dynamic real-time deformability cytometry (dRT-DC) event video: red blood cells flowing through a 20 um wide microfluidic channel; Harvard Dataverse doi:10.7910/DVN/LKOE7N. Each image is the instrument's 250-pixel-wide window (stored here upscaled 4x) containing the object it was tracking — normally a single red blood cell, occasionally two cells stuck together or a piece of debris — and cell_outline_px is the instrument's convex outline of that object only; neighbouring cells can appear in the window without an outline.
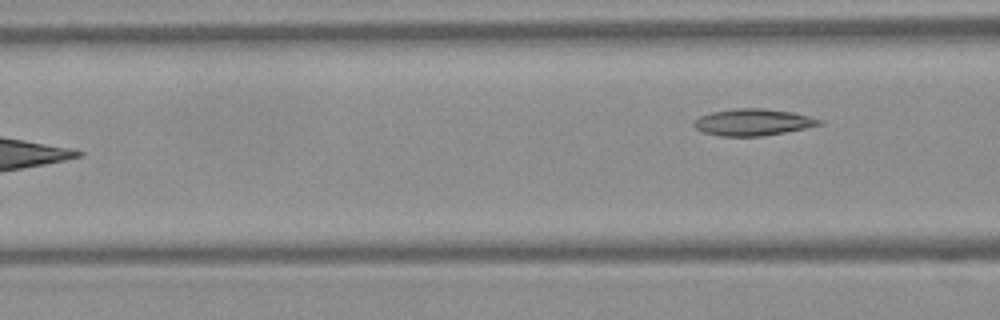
{"species": "Egyptian fruit bat (a non-hibernating species)", "species_latin": "Rousettus aegyptiacus", "temperature_condition": "warm", "stored_images_in_passage": 4, "camera_frame_rate_fps": 3000, "um_per_image_px": 0.085, "frame": {"image": 1, "passage_image": 4, "time_ms": 1.0, "image_size_px": [1000, 320], "cell_outline_px": [[824, 124], [784, 132], [760, 136], [720, 136], [704, 132], [696, 128], [692, 124], [692, 120], [700, 116], [712, 112], [736, 108], [760, 108], [792, 112], [824, 120]], "centroid_in_image_um": [63.98, 10.38], "position_along_channel_um": 102.6, "area_um2": 19.42}}